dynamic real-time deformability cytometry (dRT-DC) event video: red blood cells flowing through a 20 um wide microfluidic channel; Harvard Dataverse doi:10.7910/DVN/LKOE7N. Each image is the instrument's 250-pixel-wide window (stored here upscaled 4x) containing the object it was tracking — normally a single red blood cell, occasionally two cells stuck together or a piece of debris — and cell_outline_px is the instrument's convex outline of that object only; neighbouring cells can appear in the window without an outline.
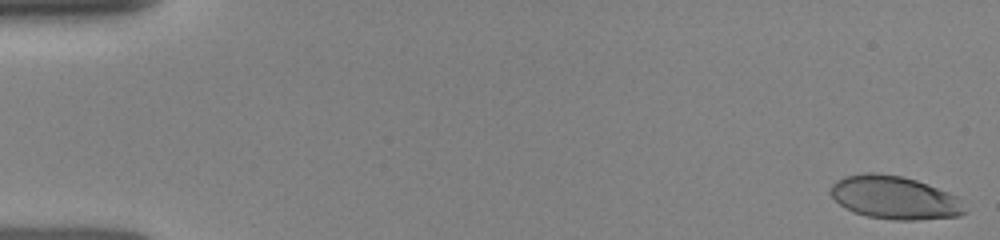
{"species": "human", "species_latin": "Homo sapiens", "temperature_condition": "room temperature", "stored_images_in_passage": 45, "camera_frame_rate_fps": 3000, "um_per_image_px": 0.085, "donor": {"sex": "female"}, "frame": {"image": 1, "passage_image": 1, "time_ms": 0.0, "image_size_px": [1000, 240], "cell_outline_px": [[968, 212], [960, 216], [916, 220], [896, 220], [868, 216], [852, 212], [840, 204], [828, 192], [832, 184], [836, 180], [844, 176], [868, 172], [872, 172], [900, 176], [916, 180], [928, 184], [948, 192], [956, 196], [960, 200]], "centroid_in_image_um": [76.03, 16.8], "position_along_channel_um": 9.0, "area_um2": 33.81}}
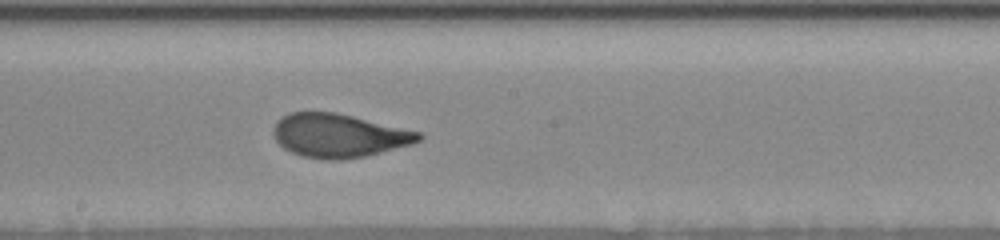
{"frame": {"image": 2, "passage_image": 24, "time_ms": 8.667, "image_size_px": [1000, 240], "cell_outline_px": [[424, 136], [420, 140], [412, 144], [364, 156], [340, 160], [328, 160], [304, 156], [292, 152], [284, 148], [276, 140], [272, 132], [272, 128], [288, 112], [336, 112], [420, 132]], "centroid_in_image_um": [28.8, 11.52], "position_along_channel_um": 219.4, "area_um2": 36.53}}
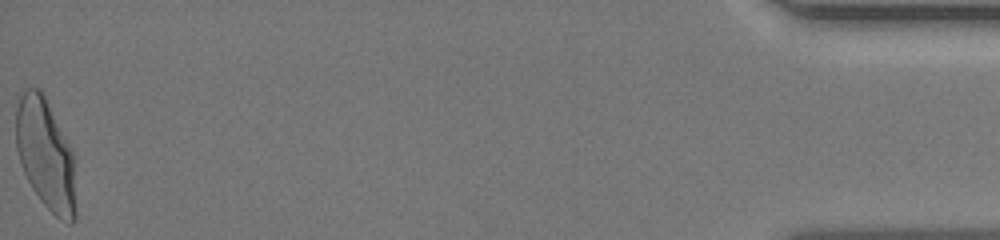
{"frame": {"image": 3, "passage_image": 45, "time_ms": 16.0, "image_size_px": [1000, 240], "cell_outline_px": [[76, 216], [72, 224], [68, 224], [60, 220], [40, 200], [32, 188], [20, 164], [16, 148], [16, 92], [20, 88], [40, 88], [72, 152], [76, 212]], "centroid_in_image_um": [3.83, 13.1], "position_along_channel_um": 431.4, "area_um2": 38.67}}